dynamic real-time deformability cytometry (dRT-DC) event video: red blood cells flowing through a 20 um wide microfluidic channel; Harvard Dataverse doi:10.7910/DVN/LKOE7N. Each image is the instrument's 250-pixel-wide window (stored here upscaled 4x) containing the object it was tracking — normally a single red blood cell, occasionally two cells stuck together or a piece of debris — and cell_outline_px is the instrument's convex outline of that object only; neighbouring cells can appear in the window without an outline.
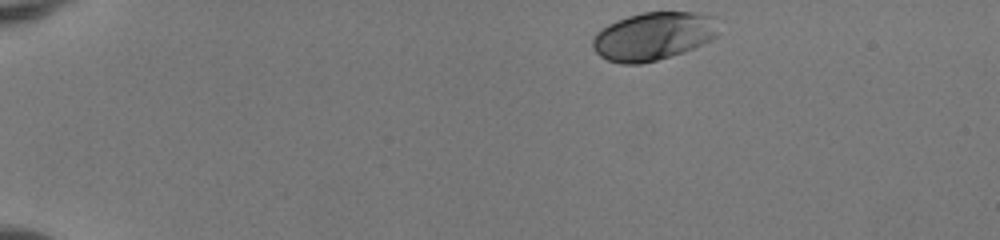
{"species": "human", "species_latin": "Homo sapiens", "temperature_condition": "room temperature", "stored_images_in_passage": 43, "camera_frame_rate_fps": 3000, "um_per_image_px": 0.085, "donor": {"sex": "female"}, "frame": {"image": 1, "passage_image": 1, "time_ms": 0.0, "image_size_px": [1000, 240], "cell_outline_px": [[716, 36], [684, 52], [656, 60], [640, 64], [620, 64], [608, 60], [600, 56], [592, 48], [592, 40], [596, 32], [608, 24], [616, 20], [628, 16], [644, 12], [696, 12], [716, 16]], "centroid_in_image_um": [55.49, 3.07], "position_along_channel_um": 29.5, "area_um2": 35.2}}
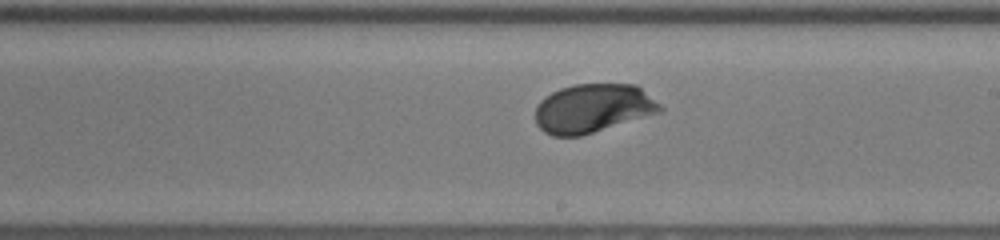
{"frame": {"image": 2, "passage_image": 24, "time_ms": 7.667, "image_size_px": [1000, 240], "cell_outline_px": [[664, 108], [660, 112], [580, 136], [552, 136], [544, 132], [536, 124], [536, 108], [540, 100], [544, 96], [560, 88], [576, 84], [636, 84], [660, 104]], "centroid_in_image_um": [50.37, 9.2], "position_along_channel_um": 238.6, "area_um2": 35.32}}
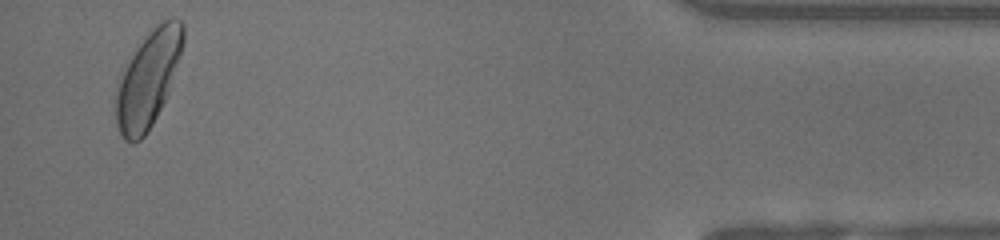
{"frame": {"image": 3, "passage_image": 42, "time_ms": 13.667, "image_size_px": [1000, 240], "cell_outline_px": [[184, 40], [180, 56], [164, 100], [152, 124], [144, 136], [140, 140], [132, 144], [124, 140], [116, 124], [112, 112], [120, 72], [136, 48], [152, 28], [156, 24], [172, 16], [180, 20], [184, 24]], "centroid_in_image_um": [12.53, 6.72], "position_along_channel_um": 422.7, "area_um2": 37.69}, "authors_computed_cell_mechanics": {"area_um2": 34.5066, "velocity_mm_per_s": 4.0527, "shape_relaxation_time_tau1_ms": 1.3101, "shape_relaxation_time_tau2_ms": null, "deformation_change_tau1": 0.1197, "deformation_change_tau2": null}}